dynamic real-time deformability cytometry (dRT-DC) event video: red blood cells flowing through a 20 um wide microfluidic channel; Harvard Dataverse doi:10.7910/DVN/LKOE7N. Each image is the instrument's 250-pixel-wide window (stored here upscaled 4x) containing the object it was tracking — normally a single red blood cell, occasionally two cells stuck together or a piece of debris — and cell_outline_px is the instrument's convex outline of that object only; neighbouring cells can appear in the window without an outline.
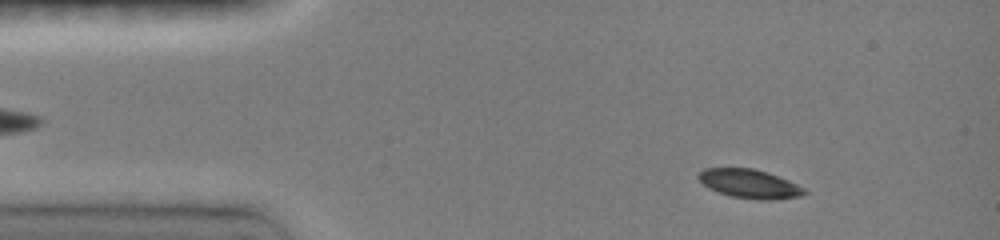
{"species": "common noctule bat (a hibernating species)", "species_latin": "Nyctalus noctula", "temperature_condition": "room temperature", "stored_images_in_passage": 22, "camera_frame_rate_fps": 3000, "um_per_image_px": 0.085, "animal": {"sex": "female", "body_mass_g": 19.0, "forearm_length_mm": 51.5}, "frame": {"image": 1, "passage_image": 6, "time_ms": 1.333, "image_size_px": [1000, 240], "cell_outline_px": [[808, 192], [800, 196], [764, 200], [760, 200], [732, 196], [708, 188], [696, 176], [704, 168], [752, 168], [788, 180], [804, 188]], "centroid_in_image_um": [63.68, 15.61], "position_along_channel_um": 21.3, "area_um2": 17.4}}
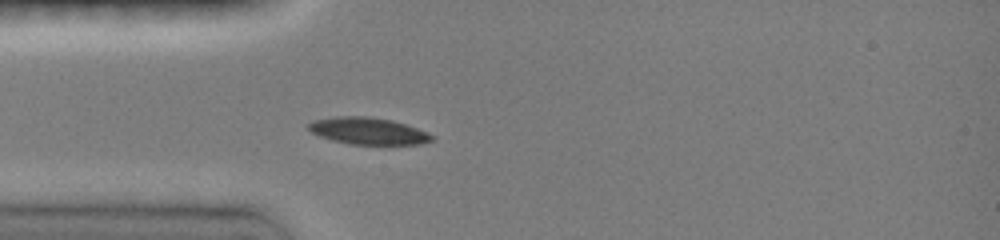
{"frame": {"image": 2, "passage_image": 11, "time_ms": 3.667, "image_size_px": [1000, 240], "cell_outline_px": [[436, 136], [432, 140], [420, 144], [348, 144], [332, 140], [320, 136], [312, 132], [308, 128], [308, 124], [312, 120], [336, 116], [368, 116], [392, 120], [428, 132]], "centroid_in_image_um": [31.28, 11.12], "position_along_channel_um": 53.7, "area_um2": 19.31}}
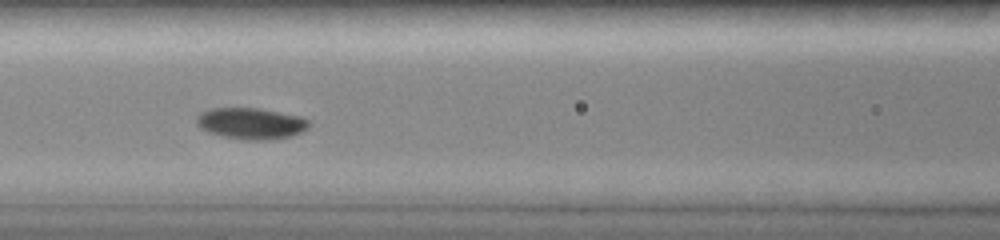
{"frame": {"image": 3, "passage_image": 16, "time_ms": 6.0, "image_size_px": [1000, 240], "cell_outline_px": [[308, 128], [292, 136], [272, 140], [244, 140], [224, 136], [208, 132], [200, 128], [196, 124], [196, 116], [200, 112], [208, 108], [256, 108], [300, 116], [308, 120]], "centroid_in_image_um": [21.29, 10.49], "position_along_channel_um": 145.3, "area_um2": 20.58}}